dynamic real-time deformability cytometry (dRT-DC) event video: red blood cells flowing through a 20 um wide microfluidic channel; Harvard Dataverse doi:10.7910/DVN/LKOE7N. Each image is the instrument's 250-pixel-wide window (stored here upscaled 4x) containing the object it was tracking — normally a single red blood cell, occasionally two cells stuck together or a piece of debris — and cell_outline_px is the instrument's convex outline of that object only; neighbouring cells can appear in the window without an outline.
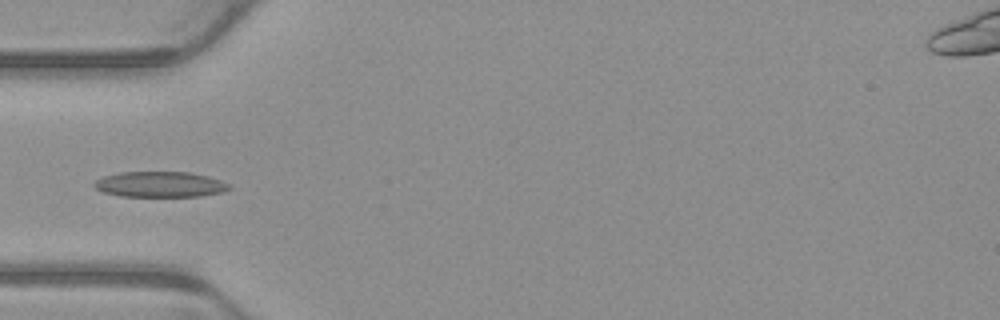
{"species": "common noctule bat (a hibernating species)", "species_latin": "Nyctalus noctula", "temperature_condition": "warm", "stored_images_in_passage": 3, "camera_frame_rate_fps": 3000, "um_per_image_px": 0.085, "animal": {"sex": "male", "body_mass_g": 23.1, "forearm_length_mm": 52.7}, "frame": {"image": 1, "passage_image": 3, "time_ms": 0.667, "image_size_px": [1000, 320], "cell_outline_px": [[232, 188], [224, 192], [200, 196], [120, 196], [104, 192], [96, 188], [92, 184], [96, 180], [104, 176], [120, 172], [188, 172], [208, 176], [220, 180], [228, 184]], "centroid_in_image_um": [13.61, 15.67], "position_along_channel_um": 71.4, "area_um2": 20.06}}